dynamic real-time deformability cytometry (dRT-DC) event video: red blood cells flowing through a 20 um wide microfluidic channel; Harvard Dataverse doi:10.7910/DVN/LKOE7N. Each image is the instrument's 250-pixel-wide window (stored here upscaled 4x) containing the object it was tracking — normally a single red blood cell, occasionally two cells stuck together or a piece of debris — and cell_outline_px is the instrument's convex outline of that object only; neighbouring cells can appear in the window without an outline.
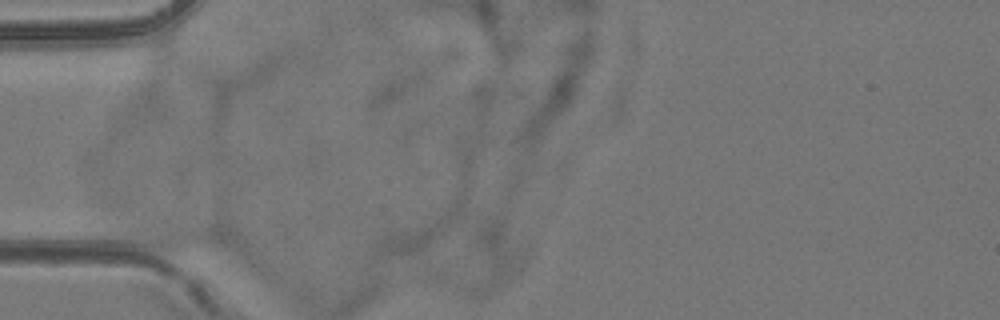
{"species": "common noctule bat (a hibernating species)", "species_latin": "Nyctalus noctula", "temperature_condition": "room temperature", "stored_images_in_passage": 2, "camera_frame_rate_fps": 3000, "um_per_image_px": 0.085, "animal": {"sex": "female", "body_mass_g": 24.6, "forearm_length_mm": 56.2}, "frame": {"image": 1, "passage_image": 2, "time_ms": 0.333, "image_size_px": [1000, 320], "cell_outline_px": [[592, 60], [568, 108], [544, 136], [540, 128], [544, 116], [548, 108], [588, 32], [592, 36]], "centroid_in_image_um": [48.35, 7.25], "position_along_channel_um": 36.6, "area_um2": 11.56}}